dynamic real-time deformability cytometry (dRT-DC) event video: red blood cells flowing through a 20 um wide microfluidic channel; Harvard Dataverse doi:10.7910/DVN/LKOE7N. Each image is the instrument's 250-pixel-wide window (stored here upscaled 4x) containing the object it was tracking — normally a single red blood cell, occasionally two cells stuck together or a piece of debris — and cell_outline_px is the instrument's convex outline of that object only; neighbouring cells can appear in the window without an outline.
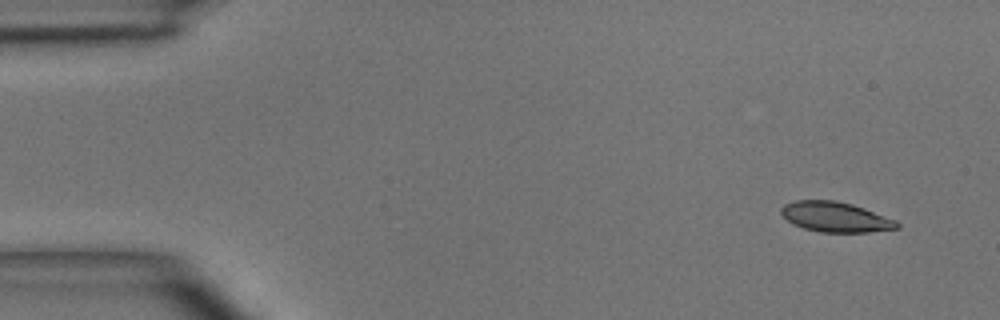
{"species": "common noctule bat (a hibernating species)", "species_latin": "Nyctalus noctula", "temperature_condition": "room temperature", "stored_images_in_passage": 4, "camera_frame_rate_fps": 3000, "um_per_image_px": 0.085, "animal": {"sex": "male", "body_mass_g": 15.6}, "frame": {"image": 1, "passage_image": 1, "time_ms": 0.0, "image_size_px": [1000, 320], "cell_outline_px": [[900, 228], [868, 232], [820, 232], [804, 228], [792, 224], [780, 212], [780, 208], [784, 204], [796, 200], [836, 200], [852, 204], [864, 208], [896, 220], [900, 224]], "centroid_in_image_um": [71.01, 18.44], "position_along_channel_um": 14.0, "area_um2": 20.35}}
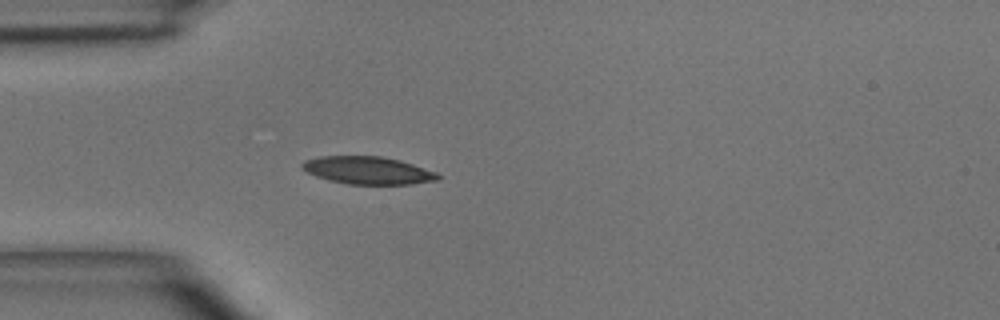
{"frame": {"image": 2, "passage_image": 4, "time_ms": 3.333, "image_size_px": [1000, 320], "cell_outline_px": [[440, 180], [412, 184], [348, 184], [328, 180], [316, 176], [300, 168], [300, 164], [304, 160], [320, 156], [380, 156], [400, 160], [436, 172], [440, 176]], "centroid_in_image_um": [31.25, 14.48], "position_along_channel_um": 53.8, "area_um2": 21.91}}